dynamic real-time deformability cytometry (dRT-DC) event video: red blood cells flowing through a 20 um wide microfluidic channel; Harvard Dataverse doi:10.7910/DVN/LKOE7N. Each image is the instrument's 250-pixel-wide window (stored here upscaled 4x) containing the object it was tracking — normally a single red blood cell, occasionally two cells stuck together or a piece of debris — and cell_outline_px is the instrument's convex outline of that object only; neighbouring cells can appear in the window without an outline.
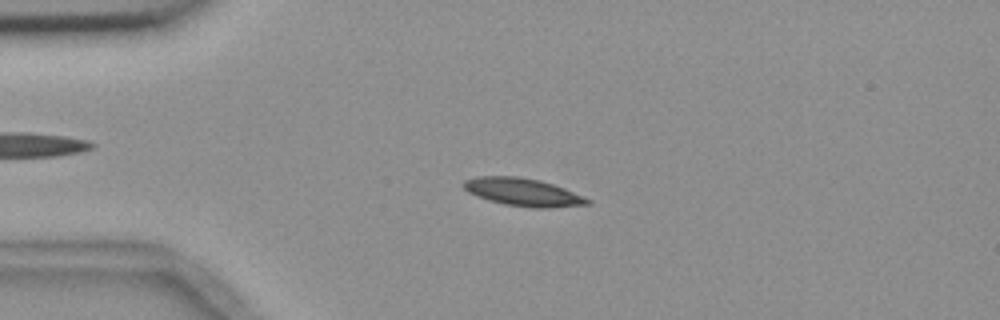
{"species": "common noctule bat (a hibernating species)", "species_latin": "Nyctalus noctula", "temperature_condition": "room temperature", "stored_images_in_passage": 56, "camera_frame_rate_fps": 3000, "um_per_image_px": 0.085, "animal": {"sex": "female", "body_mass_g": 18.4}, "frame": {"image": 1, "passage_image": 13, "time_ms": 4.0, "image_size_px": [1000, 320], "cell_outline_px": [[592, 204], [548, 208], [532, 208], [504, 204], [488, 200], [476, 196], [468, 192], [460, 184], [464, 180], [476, 176], [516, 176], [540, 180], [564, 188], [584, 196], [592, 200]], "centroid_in_image_um": [44.44, 16.33], "position_along_channel_um": 40.6, "area_um2": 20.29}}
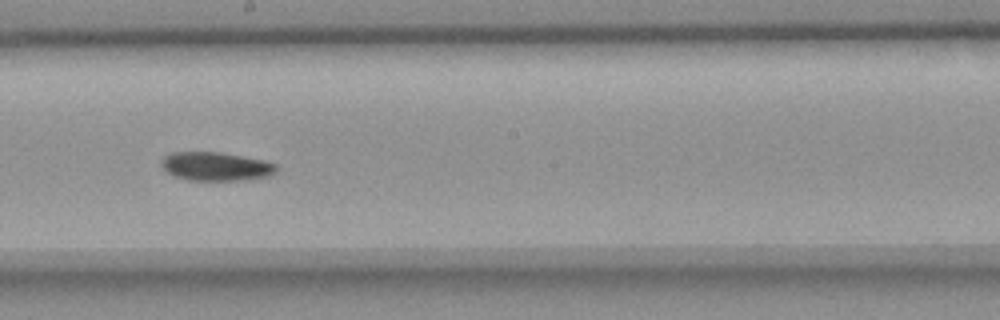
{"frame": {"image": 2, "passage_image": 31, "time_ms": 10.0, "image_size_px": [1000, 320], "cell_outline_px": [[276, 172], [272, 176], [244, 180], [188, 180], [172, 176], [160, 164], [160, 160], [164, 156], [172, 152], [220, 152], [264, 160], [276, 164]], "centroid_in_image_um": [18.35, 14.15], "position_along_channel_um": 229.9, "area_um2": 19.36}}
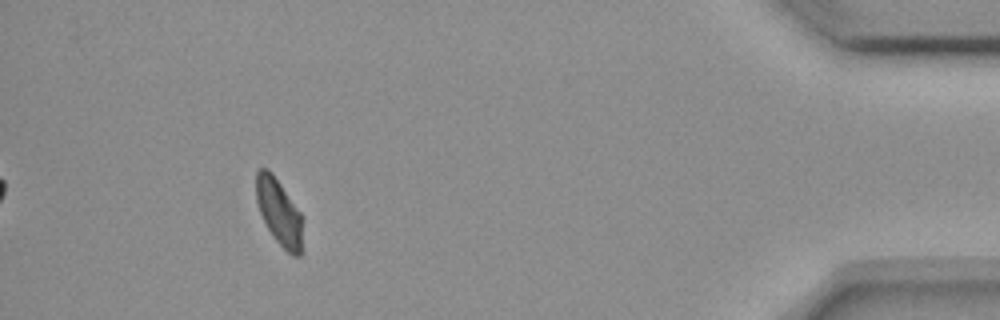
{"frame": {"image": 3, "passage_image": 51, "time_ms": 16.667, "image_size_px": [1000, 320], "cell_outline_px": [[304, 252], [300, 256], [292, 256], [276, 240], [268, 228], [260, 212], [256, 200], [256, 172], [260, 168], [268, 168], [272, 172], [300, 212]], "centroid_in_image_um": [23.74, 18.05], "position_along_channel_um": 411.5, "area_um2": 17.92}, "authors_computed_cell_mechanics": {"area_um2": 19.1896, "velocity_mm_per_s": 3.6161, "shape_relaxation_time_tau1_ms": 4.0312, "shape_relaxation_time_tau2_ms": null, "deformation_change_tau1": 0.1198, "deformation_change_tau2": null}}